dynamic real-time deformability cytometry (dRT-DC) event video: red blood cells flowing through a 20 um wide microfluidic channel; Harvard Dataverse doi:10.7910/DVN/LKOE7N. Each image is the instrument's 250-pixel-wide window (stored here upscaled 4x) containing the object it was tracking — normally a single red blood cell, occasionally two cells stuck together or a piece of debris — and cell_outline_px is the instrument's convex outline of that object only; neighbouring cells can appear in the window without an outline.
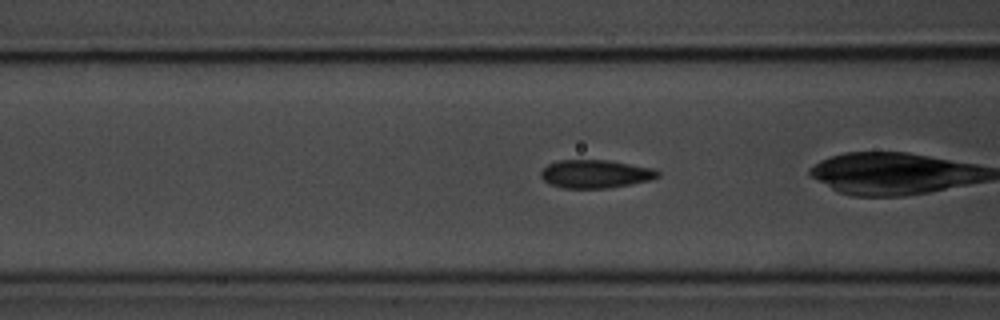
{"species": "common noctule bat (a hibernating species)", "species_latin": "Nyctalus noctula", "temperature_condition": "room temperature", "stored_images_in_passage": 37, "camera_frame_rate_fps": 3000, "um_per_image_px": 0.085, "animal": {"sex": "male", "body_mass_g": 20.1, "forearm_length_mm": 53.5}, "frame": {"image": 1, "passage_image": 17, "time_ms": 5.333, "image_size_px": [1000, 320], "cell_outline_px": [[660, 176], [652, 180], [632, 184], [608, 188], [560, 188], [548, 184], [540, 176], [540, 172], [548, 164], [556, 160], [608, 160], [656, 168], [660, 172]], "centroid_in_image_um": [50.64, 14.78], "position_along_channel_um": 116.0, "area_um2": 19.59}}
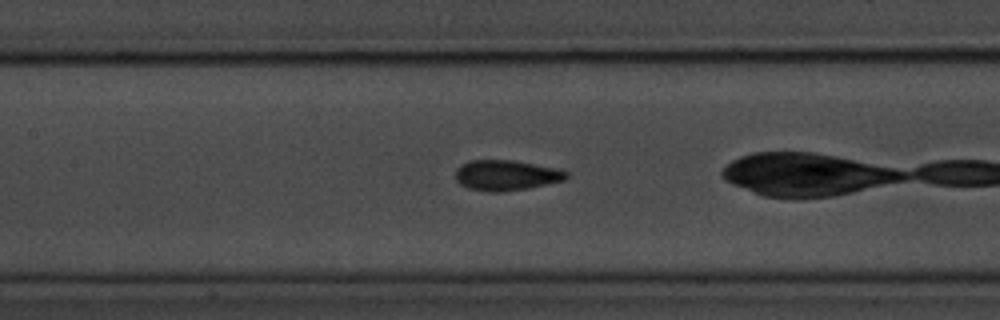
{"frame": {"image": 2, "passage_image": 21, "time_ms": 6.667, "image_size_px": [1000, 320], "cell_outline_px": [[568, 176], [564, 180], [528, 188], [504, 192], [488, 192], [468, 188], [460, 184], [456, 180], [456, 168], [460, 164], [472, 160], [512, 160], [552, 168], [568, 172]], "centroid_in_image_um": [42.96, 14.91], "position_along_channel_um": 164.4, "area_um2": 19.48}}